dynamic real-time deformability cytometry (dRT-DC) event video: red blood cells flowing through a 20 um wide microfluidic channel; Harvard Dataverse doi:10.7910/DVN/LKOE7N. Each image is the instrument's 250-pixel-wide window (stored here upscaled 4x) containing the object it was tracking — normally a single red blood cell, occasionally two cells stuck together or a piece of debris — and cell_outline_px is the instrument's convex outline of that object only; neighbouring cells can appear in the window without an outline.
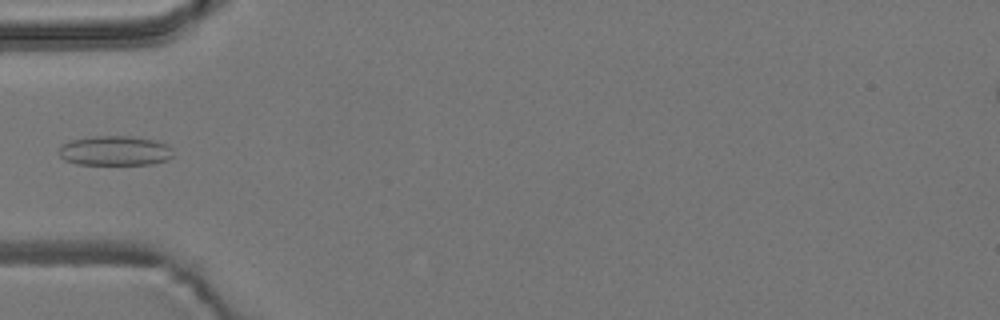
{"species": "common noctule bat (a hibernating species)", "species_latin": "Nyctalus noctula", "temperature_condition": "room temperature", "stored_images_in_passage": 5, "camera_frame_rate_fps": 3000, "um_per_image_px": 0.085, "animal": {"sex": "male", "body_mass_g": 19.2, "forearm_length_mm": 51.8}, "frame": {"image": 1, "passage_image": 5, "time_ms": 1.333, "image_size_px": [1000, 320], "cell_outline_px": [[172, 156], [168, 160], [152, 164], [76, 164], [64, 160], [60, 156], [60, 144], [72, 140], [96, 136], [132, 136], [156, 140], [172, 148]], "centroid_in_image_um": [9.77, 12.81], "position_along_channel_um": 75.2, "area_um2": 19.77}}